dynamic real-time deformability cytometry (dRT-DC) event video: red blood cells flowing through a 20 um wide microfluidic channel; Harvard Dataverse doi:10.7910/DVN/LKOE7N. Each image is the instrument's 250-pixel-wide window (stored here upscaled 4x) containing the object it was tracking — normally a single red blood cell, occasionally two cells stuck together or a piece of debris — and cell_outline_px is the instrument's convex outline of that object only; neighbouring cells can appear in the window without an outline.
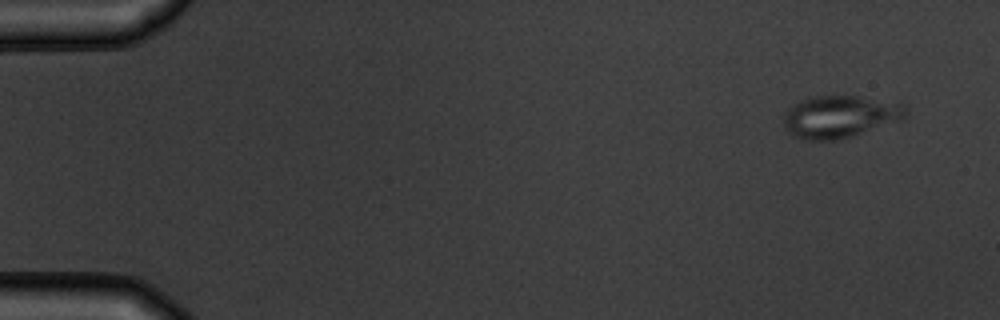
{"species": "common noctule bat (a hibernating species)", "species_latin": "Nyctalus noctula", "temperature_condition": "warm", "stored_images_in_passage": 5, "camera_frame_rate_fps": 3000, "um_per_image_px": 0.085, "animal": {"sex": "male", "body_mass_g": 19.5, "forearm_length_mm": 54.6}, "frame": {"image": 1, "passage_image": 1, "time_ms": 0.0, "image_size_px": [1000, 320], "cell_outline_px": [[908, 116], [904, 120], [836, 140], [804, 140], [792, 136], [784, 128], [784, 112], [788, 108], [800, 100], [812, 96], [856, 96], [904, 104], [908, 108]], "centroid_in_image_um": [71.4, 9.92], "position_along_channel_um": 13.6, "area_um2": 30.29}}